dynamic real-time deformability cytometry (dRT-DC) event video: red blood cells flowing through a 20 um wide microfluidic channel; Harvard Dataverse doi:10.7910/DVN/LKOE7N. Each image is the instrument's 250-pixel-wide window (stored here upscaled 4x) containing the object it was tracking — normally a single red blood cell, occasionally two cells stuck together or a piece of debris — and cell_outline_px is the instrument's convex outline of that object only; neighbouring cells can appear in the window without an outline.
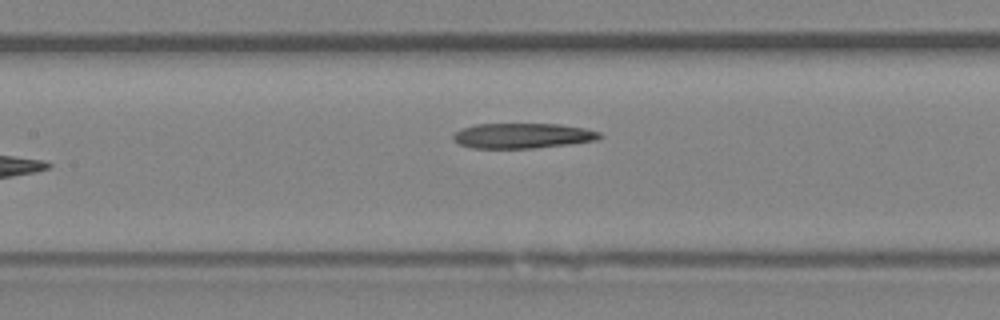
{"species": "Egyptian fruit bat (a non-hibernating species)", "species_latin": "Rousettus aegyptiacus", "temperature_condition": "room temperature", "stored_images_in_passage": 7, "camera_frame_rate_fps": 3000, "um_per_image_px": 0.085, "animal": {"sex": "female"}, "frame": {"image": 1, "passage_image": 7, "time_ms": 7.0, "image_size_px": [1000, 320], "cell_outline_px": [[604, 136], [600, 140], [568, 144], [532, 148], [472, 148], [460, 144], [452, 136], [460, 128], [476, 124], [560, 124], [584, 128], [600, 132]], "centroid_in_image_um": [44.46, 11.53], "position_along_channel_um": 162.9, "area_um2": 21.5}}